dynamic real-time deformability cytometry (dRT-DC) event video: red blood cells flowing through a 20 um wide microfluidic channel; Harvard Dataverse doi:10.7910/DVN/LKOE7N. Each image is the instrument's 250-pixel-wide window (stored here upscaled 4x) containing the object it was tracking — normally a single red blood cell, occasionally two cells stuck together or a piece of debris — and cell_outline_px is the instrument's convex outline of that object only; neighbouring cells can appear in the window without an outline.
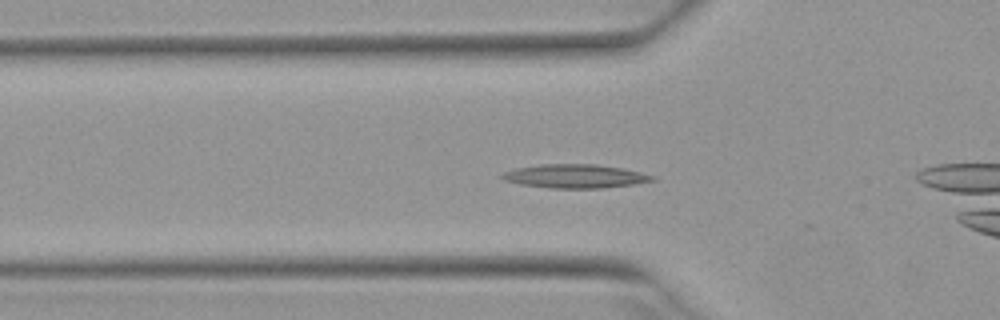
{"species": "Egyptian fruit bat (a non-hibernating species)", "species_latin": "Rousettus aegyptiacus", "temperature_condition": "warm", "stored_images_in_passage": 32, "camera_frame_rate_fps": 3000, "um_per_image_px": 0.085, "animal": {"sex": "female"}, "frame": {"image": 1, "passage_image": 7, "time_ms": 2.0, "image_size_px": [1000, 320], "cell_outline_px": [[656, 180], [632, 184], [600, 188], [552, 188], [520, 184], [504, 180], [500, 176], [504, 172], [512, 168], [540, 164], [596, 164], [624, 168], [656, 176]], "centroid_in_image_um": [48.86, 14.96], "position_along_channel_um": 76.9, "area_um2": 20.81}}
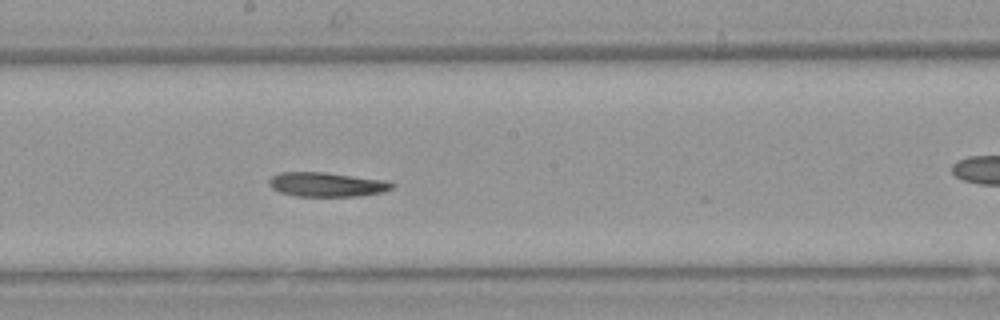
{"frame": {"image": 2, "passage_image": 18, "time_ms": 5.667, "image_size_px": [1000, 320], "cell_outline_px": [[396, 184], [392, 188], [384, 192], [360, 196], [296, 196], [280, 192], [272, 188], [268, 184], [268, 180], [272, 176], [280, 172], [328, 172], [384, 180]], "centroid_in_image_um": [27.78, 15.68], "position_along_channel_um": 220.4, "area_um2": 17.57}}
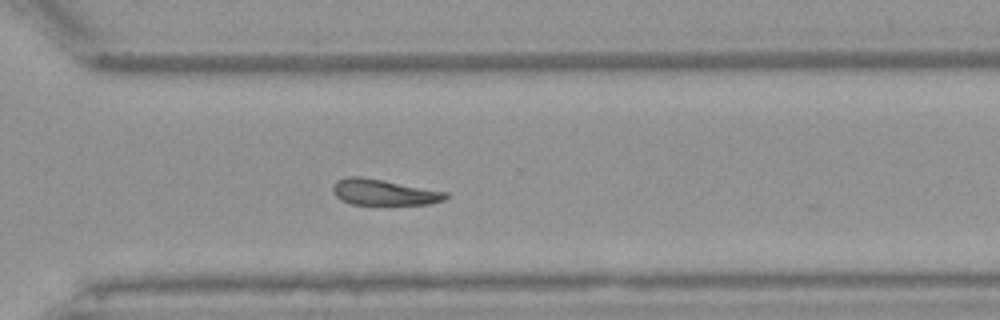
{"frame": {"image": 3, "passage_image": 27, "time_ms": 8.667, "image_size_px": [1000, 320], "cell_outline_px": [[448, 196], [444, 200], [428, 204], [352, 204], [340, 200], [332, 192], [332, 184], [336, 180], [348, 176], [360, 176], [448, 192]], "centroid_in_image_um": [32.57, 16.33], "position_along_channel_um": 338.0, "area_um2": 16.99}}